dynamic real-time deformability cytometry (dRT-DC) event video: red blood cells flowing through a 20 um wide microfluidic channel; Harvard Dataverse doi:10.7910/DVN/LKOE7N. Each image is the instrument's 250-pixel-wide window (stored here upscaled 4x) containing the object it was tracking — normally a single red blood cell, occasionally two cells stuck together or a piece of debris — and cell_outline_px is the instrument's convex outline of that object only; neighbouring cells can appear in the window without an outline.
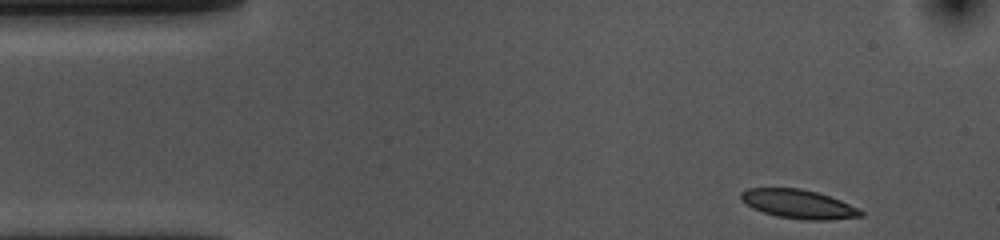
{"species": "common noctule bat (a hibernating species)", "species_latin": "Nyctalus noctula", "temperature_condition": "cold", "stored_images_in_passage": 41, "camera_frame_rate_fps": 3000, "um_per_image_px": 0.085, "animal": {"sex": "female", "body_mass_g": 10.0, "forearm_length_mm": 53.1}, "frame": {"image": 1, "passage_image": 1, "time_ms": 0.0, "image_size_px": [1000, 240], "cell_outline_px": [[864, 216], [828, 220], [808, 220], [776, 216], [752, 208], [740, 200], [740, 192], [748, 188], [800, 188], [816, 192], [840, 200], [860, 208], [864, 212]], "centroid_in_image_um": [67.88, 17.34], "position_along_channel_um": 17.1, "area_um2": 20.23}}
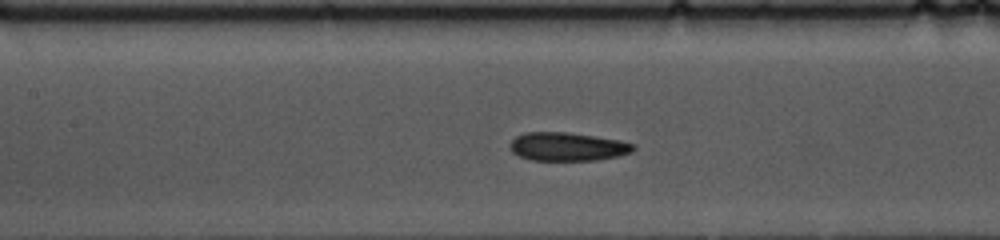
{"frame": {"image": 2, "passage_image": 19, "time_ms": 6.0, "image_size_px": [1000, 240], "cell_outline_px": [[636, 148], [632, 152], [620, 156], [596, 160], [532, 160], [520, 156], [512, 152], [512, 140], [516, 136], [524, 132], [568, 132], [620, 140], [636, 144]], "centroid_in_image_um": [48.3, 12.46], "position_along_channel_um": 159.1, "area_um2": 20.46}}
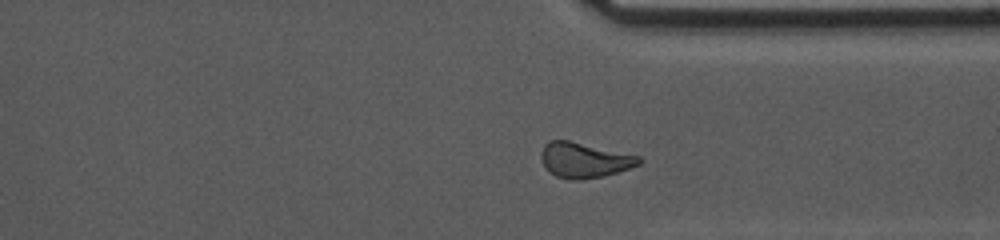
{"frame": {"image": 3, "passage_image": 36, "time_ms": 11.667, "image_size_px": [1000, 240], "cell_outline_px": [[644, 160], [640, 164], [604, 176], [580, 180], [572, 180], [556, 176], [548, 172], [540, 156], [540, 152], [544, 144], [548, 140], [568, 140], [640, 156]], "centroid_in_image_um": [49.64, 13.6], "position_along_channel_um": 361.8, "area_um2": 20.11}, "authors_computed_cell_mechanics": {"area_um2": 20.2878, "velocity_mm_per_s": 3.5863, "shape_relaxation_time_tau1_ms": 2.6148, "shape_relaxation_time_tau2_ms": 2.2131, "deformation_change_tau1": 0.1053, "deformation_change_tau2": 0.0935}}